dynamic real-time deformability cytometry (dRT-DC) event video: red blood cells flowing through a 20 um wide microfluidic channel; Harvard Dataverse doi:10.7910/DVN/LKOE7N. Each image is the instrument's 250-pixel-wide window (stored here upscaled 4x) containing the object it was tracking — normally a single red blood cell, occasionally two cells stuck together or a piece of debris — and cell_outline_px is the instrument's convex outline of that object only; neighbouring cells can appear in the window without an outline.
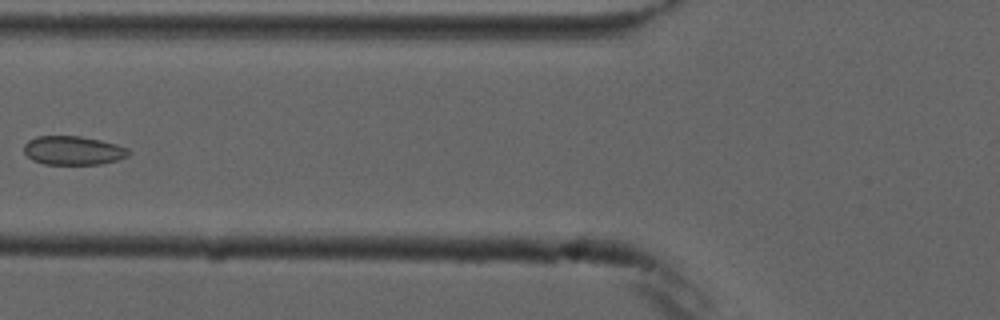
{"species": "common noctule bat (a hibernating species)", "species_latin": "Nyctalus noctula", "temperature_condition": "cold", "stored_images_in_passage": 9, "camera_frame_rate_fps": 3000, "um_per_image_px": 0.085, "animal": {"sex": "male", "forearm_length_mm": 52.5}, "frame": {"image": 1, "passage_image": 7, "time_ms": 7.0, "image_size_px": [1000, 320], "cell_outline_px": [[132, 152], [128, 156], [116, 160], [100, 164], [44, 164], [32, 160], [24, 152], [24, 144], [28, 140], [36, 136], [80, 136], [100, 140], [116, 144], [128, 148]], "centroid_in_image_um": [6.22, 12.79], "position_along_channel_um": 119.6, "area_um2": 17.63}}
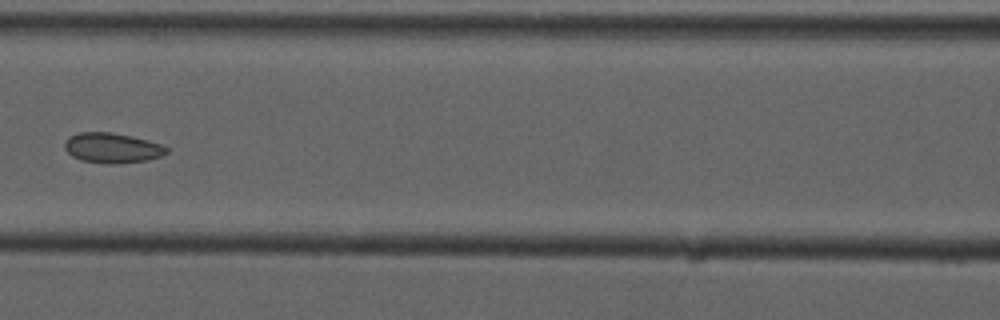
{"frame": {"image": 2, "passage_image": 8, "time_ms": 8.0, "image_size_px": [1000, 320], "cell_outline_px": [[168, 152], [160, 156], [148, 160], [116, 164], [108, 164], [80, 160], [72, 156], [64, 148], [64, 144], [68, 136], [80, 132], [112, 132], [132, 136], [148, 140], [160, 144], [168, 148]], "centroid_in_image_um": [9.52, 12.57], "position_along_channel_um": 157.1, "area_um2": 17.98}}
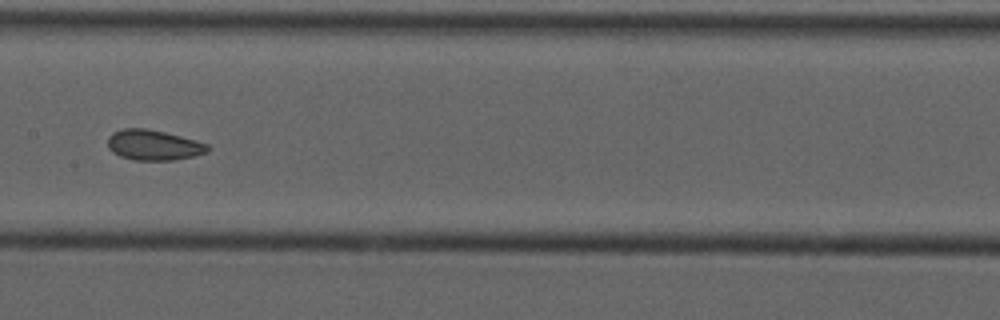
{"frame": {"image": 3, "passage_image": 9, "time_ms": 9.0, "image_size_px": [1000, 320], "cell_outline_px": [[212, 148], [208, 152], [196, 156], [172, 160], [136, 160], [120, 156], [112, 152], [108, 148], [108, 136], [112, 132], [124, 128], [144, 128], [164, 132], [196, 140], [208, 144]], "centroid_in_image_um": [13.07, 12.33], "position_along_channel_um": 194.3, "area_um2": 17.8}}